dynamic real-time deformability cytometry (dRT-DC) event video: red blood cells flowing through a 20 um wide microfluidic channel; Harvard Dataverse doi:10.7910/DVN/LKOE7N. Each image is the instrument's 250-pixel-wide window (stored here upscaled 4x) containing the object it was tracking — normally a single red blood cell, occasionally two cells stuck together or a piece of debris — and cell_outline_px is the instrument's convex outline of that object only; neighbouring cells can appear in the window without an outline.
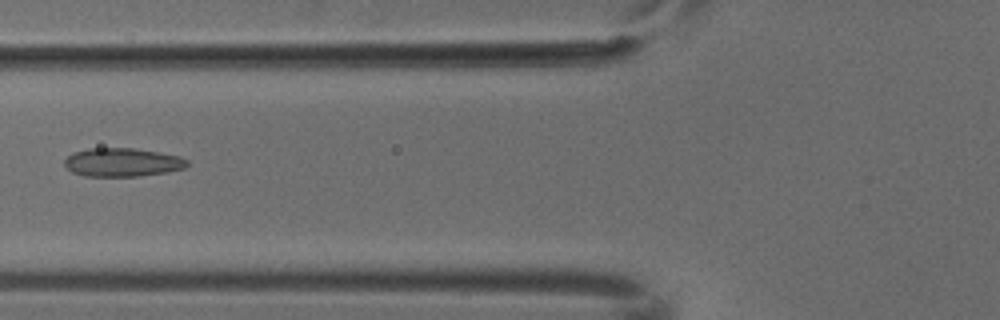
{"species": "common noctule bat (a hibernating species)", "species_latin": "Nyctalus noctula", "temperature_condition": "cold", "stored_images_in_passage": 8, "camera_frame_rate_fps": 3000, "um_per_image_px": 0.085, "animal": {"sex": "male", "body_mass_g": 18.8}, "frame": {"image": 1, "passage_image": 7, "time_ms": 2.0, "image_size_px": [1000, 320], "cell_outline_px": [[188, 164], [184, 168], [168, 172], [136, 176], [84, 176], [72, 172], [64, 164], [64, 160], [72, 152], [88, 148], [136, 148], [180, 156], [188, 160]], "centroid_in_image_um": [10.39, 13.79], "position_along_channel_um": 115.4, "area_um2": 20.46}}
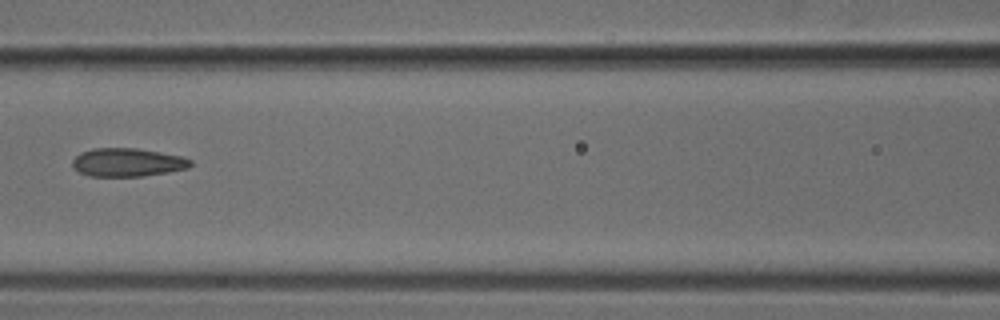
{"frame": {"image": 2, "passage_image": 8, "time_ms": 2.333, "image_size_px": [1000, 320], "cell_outline_px": [[192, 164], [188, 168], [168, 172], [140, 176], [88, 176], [72, 168], [72, 160], [80, 152], [92, 148], [136, 148], [184, 156], [192, 160]], "centroid_in_image_um": [10.83, 13.79], "position_along_channel_um": 155.8, "area_um2": 19.65}}